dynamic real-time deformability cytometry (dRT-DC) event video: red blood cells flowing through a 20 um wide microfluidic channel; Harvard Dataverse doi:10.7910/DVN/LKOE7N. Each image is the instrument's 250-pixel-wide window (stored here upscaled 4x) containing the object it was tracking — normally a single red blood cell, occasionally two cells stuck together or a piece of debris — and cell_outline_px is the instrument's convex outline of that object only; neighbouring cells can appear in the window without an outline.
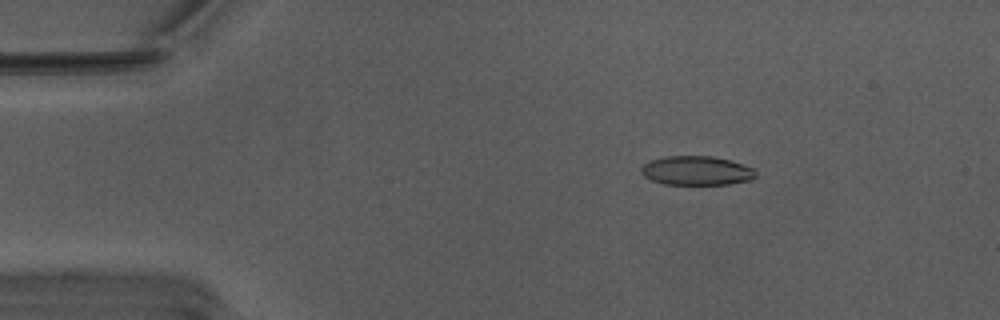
{"species": "Egyptian fruit bat (a non-hibernating species)", "species_latin": "Rousettus aegyptiacus", "temperature_condition": "warm", "stored_images_in_passage": 21, "camera_frame_rate_fps": 3000, "um_per_image_px": 0.085, "animal": {"sex": "male"}, "frame": {"image": 1, "passage_image": 9, "time_ms": 2.667, "image_size_px": [1000, 320], "cell_outline_px": [[756, 176], [752, 180], [728, 184], [664, 184], [652, 180], [644, 176], [640, 172], [640, 168], [644, 164], [652, 160], [668, 156], [712, 156], [728, 160], [752, 168], [756, 172]], "centroid_in_image_um": [59.19, 14.51], "position_along_channel_um": 25.8, "area_um2": 19.25}}
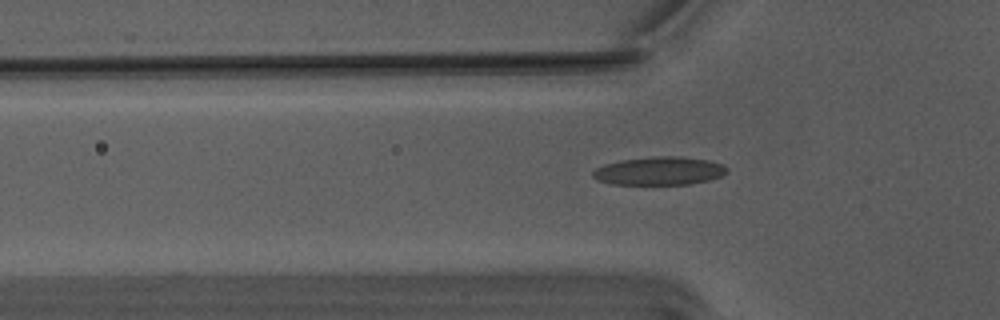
{"frame": {"image": 2, "passage_image": 18, "time_ms": 5.667, "image_size_px": [1000, 320], "cell_outline_px": [[728, 172], [720, 176], [708, 180], [688, 184], [612, 184], [596, 180], [592, 176], [592, 172], [596, 168], [604, 164], [624, 160], [652, 156], [676, 156], [708, 160], [724, 164], [728, 168]], "centroid_in_image_um": [56.04, 14.52], "position_along_channel_um": 69.8, "area_um2": 22.02}}